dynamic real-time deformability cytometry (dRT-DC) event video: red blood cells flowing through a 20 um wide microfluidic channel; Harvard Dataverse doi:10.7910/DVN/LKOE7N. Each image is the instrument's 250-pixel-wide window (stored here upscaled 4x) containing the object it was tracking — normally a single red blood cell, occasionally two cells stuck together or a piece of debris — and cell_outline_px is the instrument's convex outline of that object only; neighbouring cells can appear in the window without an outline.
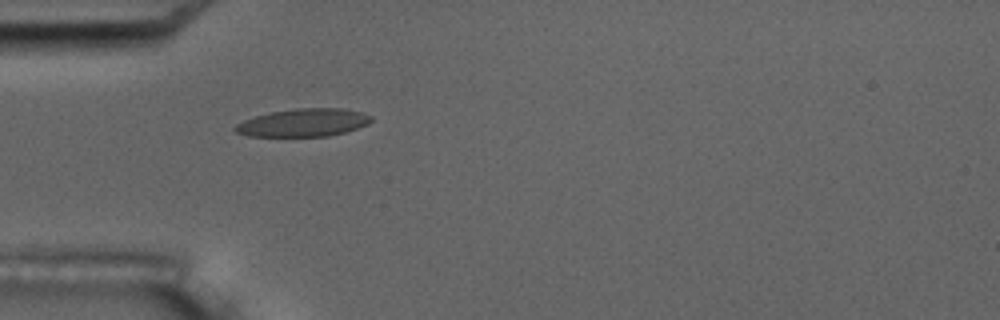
{"species": "common noctule bat (a hibernating species)", "species_latin": "Nyctalus noctula", "temperature_condition": "room temperature", "stored_images_in_passage": 3, "camera_frame_rate_fps": 3000, "um_per_image_px": 0.085, "animal": {"sex": "male", "body_mass_g": 17.5, "forearm_length_mm": 52.3}, "frame": {"image": 1, "passage_image": 3, "time_ms": 2.667, "image_size_px": [1000, 320], "cell_outline_px": [[372, 120], [368, 124], [344, 132], [328, 136], [248, 136], [236, 132], [232, 128], [236, 124], [244, 120], [268, 112], [300, 108], [340, 108], [360, 112], [372, 116]], "centroid_in_image_um": [25.76, 10.42], "position_along_channel_um": 59.2, "area_um2": 21.96}}